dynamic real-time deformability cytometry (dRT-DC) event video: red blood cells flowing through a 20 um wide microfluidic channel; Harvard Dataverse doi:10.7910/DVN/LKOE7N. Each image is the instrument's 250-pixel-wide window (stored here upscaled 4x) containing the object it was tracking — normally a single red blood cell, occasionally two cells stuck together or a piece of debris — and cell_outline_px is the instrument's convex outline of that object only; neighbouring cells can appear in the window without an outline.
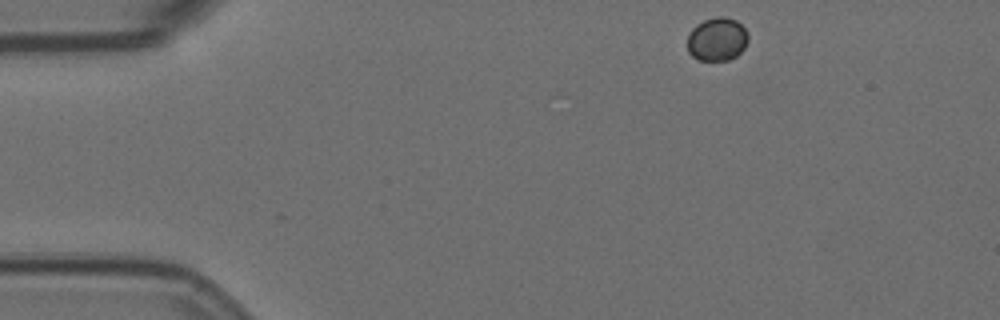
{"species": "Egyptian fruit bat (a non-hibernating species)", "species_latin": "Rousettus aegyptiacus", "temperature_condition": "room temperature", "stored_images_in_passage": 5, "camera_frame_rate_fps": 3000, "um_per_image_px": 0.085, "animal": {"sex": "female"}, "frame": {"image": 1, "passage_image": 1, "time_ms": 0.0, "image_size_px": [1000, 320], "cell_outline_px": [[748, 40], [744, 48], [736, 56], [728, 60], [696, 60], [688, 52], [688, 32], [696, 24], [704, 20], [716, 16], [724, 16], [736, 20], [744, 28], [748, 36]], "centroid_in_image_um": [60.93, 3.33], "position_along_channel_um": 24.1, "area_um2": 15.49}}
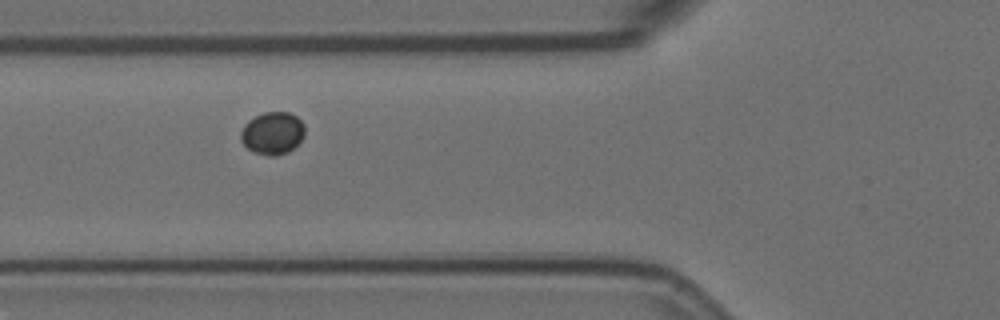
{"frame": {"image": 2, "passage_image": 4, "time_ms": 1.0, "image_size_px": [1000, 320], "cell_outline_px": [[304, 136], [288, 152], [276, 156], [268, 156], [252, 152], [240, 140], [240, 132], [244, 124], [248, 120], [264, 112], [288, 112], [296, 116], [304, 124]], "centroid_in_image_um": [23.14, 11.32], "position_along_channel_um": 102.7, "area_um2": 15.9}}
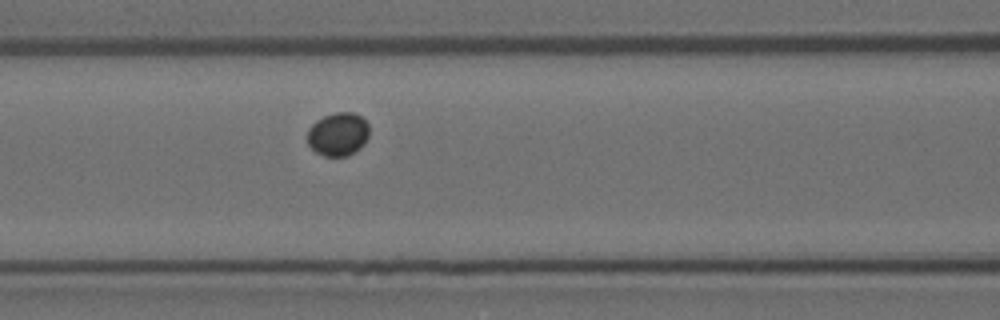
{"frame": {"image": 3, "passage_image": 5, "time_ms": 1.333, "image_size_px": [1000, 320], "cell_outline_px": [[368, 136], [364, 144], [360, 148], [348, 156], [324, 156], [316, 152], [308, 144], [308, 128], [316, 120], [324, 116], [336, 112], [352, 112], [360, 116], [368, 124]], "centroid_in_image_um": [28.73, 11.41], "position_along_channel_um": 137.9, "area_um2": 15.61}}